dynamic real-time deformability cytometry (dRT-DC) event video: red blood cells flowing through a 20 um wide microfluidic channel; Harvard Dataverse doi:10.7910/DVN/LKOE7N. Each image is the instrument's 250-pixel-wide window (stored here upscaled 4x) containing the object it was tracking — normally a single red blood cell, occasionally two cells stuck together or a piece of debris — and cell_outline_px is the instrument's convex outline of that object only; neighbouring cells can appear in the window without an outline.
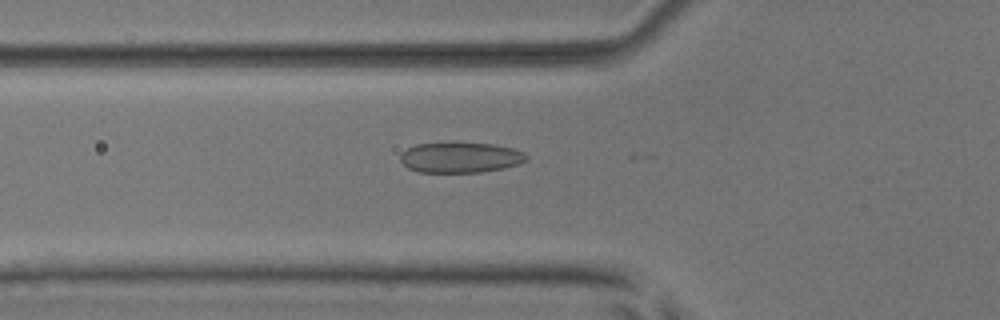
{"species": "common noctule bat (a hibernating species)", "species_latin": "Nyctalus noctula", "temperature_condition": "room temperature", "stored_images_in_passage": 33, "camera_frame_rate_fps": 3000, "um_per_image_px": 0.085, "animal": {"sex": "male", "body_mass_g": 17.9, "forearm_length_mm": 54.2}, "frame": {"image": 1, "passage_image": 9, "time_ms": 2.667, "image_size_px": [1000, 320], "cell_outline_px": [[528, 160], [520, 164], [504, 168], [480, 172], [420, 172], [408, 168], [400, 160], [400, 156], [408, 148], [416, 144], [456, 140], [492, 144], [512, 148], [524, 152], [528, 156]], "centroid_in_image_um": [39.16, 13.35], "position_along_channel_um": 86.6, "area_um2": 23.06}}
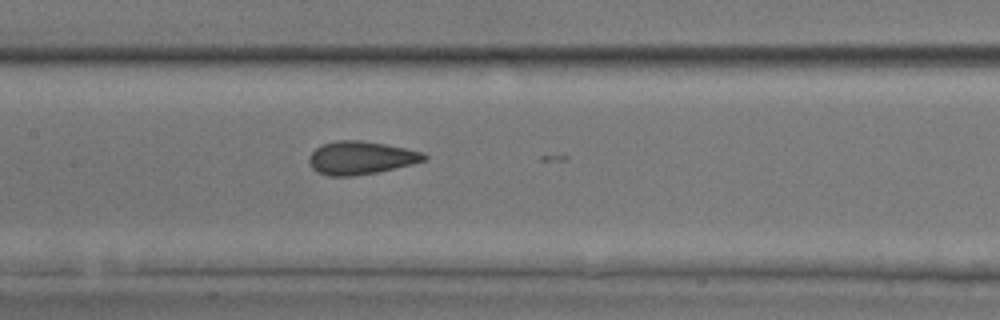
{"frame": {"image": 2, "passage_image": 16, "time_ms": 5.0, "image_size_px": [1000, 320], "cell_outline_px": [[428, 160], [412, 164], [376, 172], [352, 176], [328, 176], [316, 172], [312, 168], [308, 160], [308, 156], [320, 144], [336, 140], [360, 140], [384, 144], [424, 152], [428, 156]], "centroid_in_image_um": [30.64, 13.41], "position_along_channel_um": 176.8, "area_um2": 22.31}}
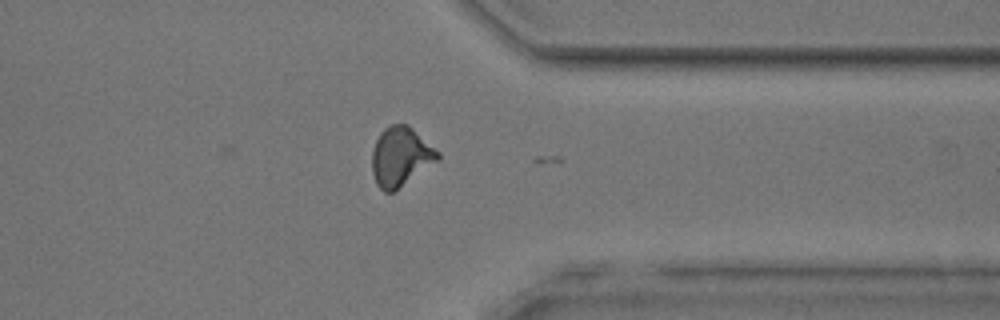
{"frame": {"image": 3, "passage_image": 32, "time_ms": 10.333, "image_size_px": [1000, 320], "cell_outline_px": [[440, 156], [436, 160], [392, 192], [384, 192], [376, 184], [372, 172], [372, 148], [380, 132], [384, 128], [392, 124], [408, 124], [440, 152]], "centroid_in_image_um": [34.01, 13.27], "position_along_channel_um": 377.4, "area_um2": 22.25}, "authors_computed_cell_mechanics": {"area_um2": 21.8484, "velocity_mm_per_s": 3.8429, "shape_relaxation_time_tau1_ms": 4.6357, "shape_relaxation_time_tau2_ms": 1.0973, "deformation_change_tau1": 0.139, "deformation_change_tau2": 0.0651}}